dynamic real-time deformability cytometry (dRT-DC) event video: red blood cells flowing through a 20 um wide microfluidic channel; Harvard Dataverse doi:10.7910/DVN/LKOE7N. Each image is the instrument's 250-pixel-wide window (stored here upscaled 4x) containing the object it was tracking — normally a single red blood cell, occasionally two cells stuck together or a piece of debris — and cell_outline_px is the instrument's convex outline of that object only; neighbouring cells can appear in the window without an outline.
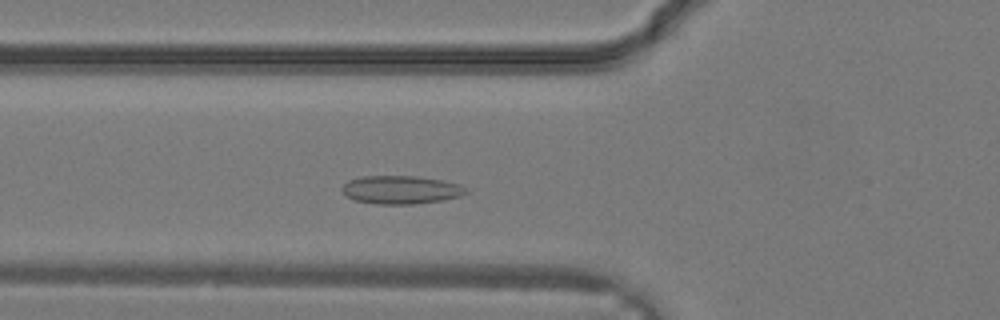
{"species": "common noctule bat (a hibernating species)", "species_latin": "Nyctalus noctula", "temperature_condition": "warm", "stored_images_in_passage": 28, "camera_frame_rate_fps": 3000, "um_per_image_px": 0.085, "animal": {"sex": "male", "body_mass_g": 19.2, "forearm_length_mm": 51.8}, "frame": {"image": 1, "passage_image": 8, "time_ms": 2.333, "image_size_px": [1000, 320], "cell_outline_px": [[468, 192], [460, 196], [440, 200], [412, 204], [376, 204], [356, 200], [344, 196], [340, 188], [348, 180], [360, 176], [416, 176], [440, 180], [460, 184]], "centroid_in_image_um": [34.01, 16.13], "position_along_channel_um": 91.8, "area_um2": 20.35}}
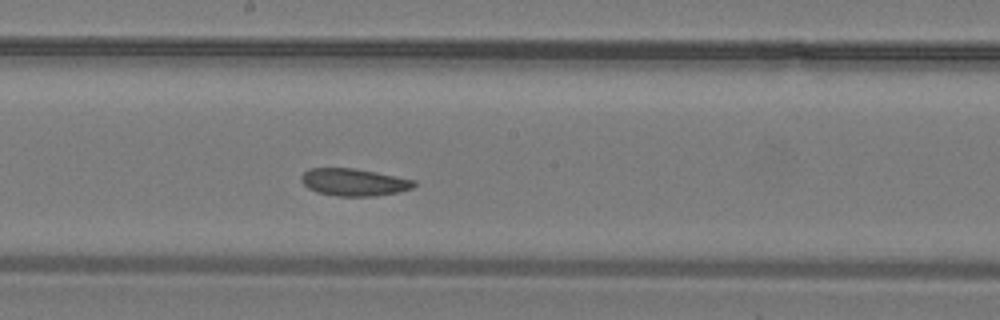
{"frame": {"image": 2, "passage_image": 14, "time_ms": 4.333, "image_size_px": [1000, 320], "cell_outline_px": [[416, 184], [412, 188], [396, 192], [376, 196], [336, 196], [316, 192], [308, 188], [300, 180], [300, 176], [308, 168], [356, 168], [416, 180]], "centroid_in_image_um": [30.05, 15.48], "position_along_channel_um": 218.1, "area_um2": 18.03}}
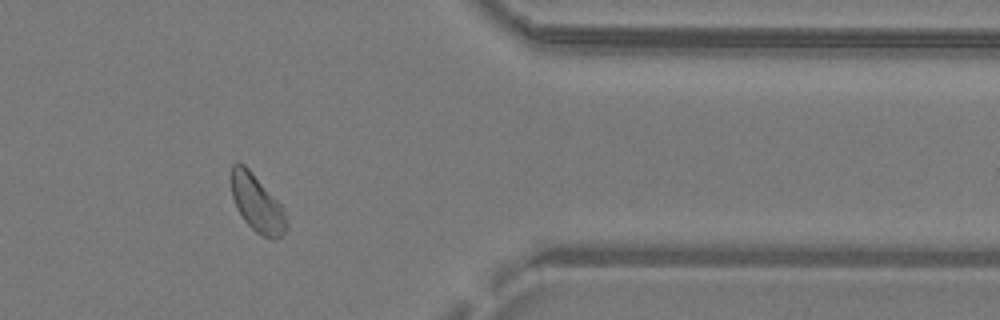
{"frame": {"image": 3, "passage_image": 23, "time_ms": 7.333, "image_size_px": [1000, 320], "cell_outline_px": [[288, 228], [280, 236], [272, 240], [256, 232], [244, 220], [232, 196], [232, 164], [236, 160], [244, 164], [248, 168], [284, 208], [288, 224]], "centroid_in_image_um": [21.87, 17.29], "position_along_channel_um": 389.5, "area_um2": 18.09}}